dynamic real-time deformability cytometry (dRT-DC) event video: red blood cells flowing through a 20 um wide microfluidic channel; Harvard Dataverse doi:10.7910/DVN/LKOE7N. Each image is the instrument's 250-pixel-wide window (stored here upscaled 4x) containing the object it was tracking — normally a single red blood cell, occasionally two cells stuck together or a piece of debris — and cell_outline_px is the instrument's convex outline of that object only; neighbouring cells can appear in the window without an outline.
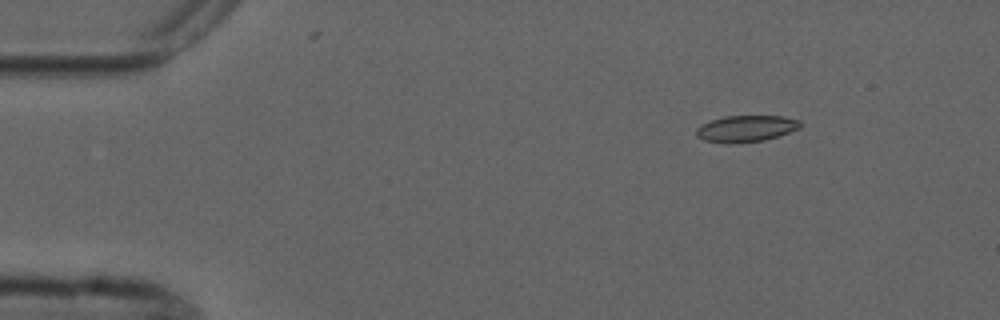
{"species": "common noctule bat (a hibernating species)", "species_latin": "Nyctalus noctula", "temperature_condition": "cold", "stored_images_in_passage": 3, "camera_frame_rate_fps": 3000, "um_per_image_px": 0.085, "animal": {"sex": "male", "forearm_length_mm": 52.5}, "frame": {"image": 1, "passage_image": 1, "time_ms": 0.0, "image_size_px": [1000, 320], "cell_outline_px": [[800, 128], [764, 140], [728, 144], [704, 140], [696, 136], [696, 128], [712, 120], [724, 116], [784, 116], [800, 120]], "centroid_in_image_um": [63.4, 10.93], "position_along_channel_um": 21.6, "area_um2": 15.9}}